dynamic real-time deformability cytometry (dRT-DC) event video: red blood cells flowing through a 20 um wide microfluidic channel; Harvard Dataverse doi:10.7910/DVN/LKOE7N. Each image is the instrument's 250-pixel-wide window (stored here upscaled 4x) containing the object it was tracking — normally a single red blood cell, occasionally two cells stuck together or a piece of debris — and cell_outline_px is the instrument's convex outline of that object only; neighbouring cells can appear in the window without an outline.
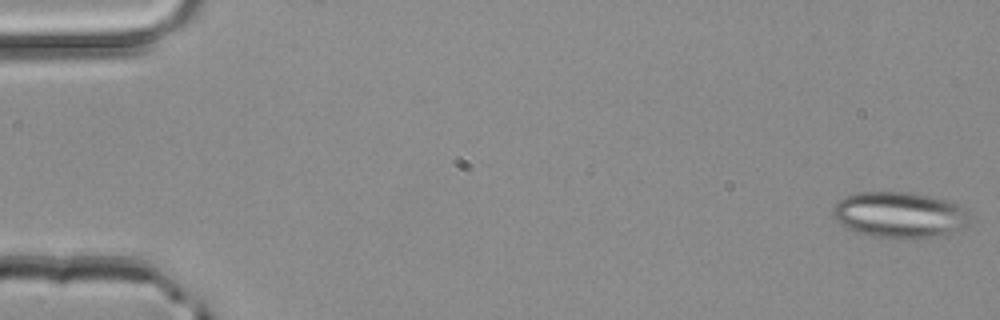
{"species": "common noctule bat (a hibernating species)", "species_latin": "Nyctalus noctula", "temperature_condition": "room temperature", "stored_images_in_passage": 4, "segment_of_instrument_passage": [1, 2], "camera_frame_rate_fps": 3000, "um_per_image_px": 0.085, "animal": {"sex": "male", "body_mass_g": 20.4}, "frame": {"image": 1, "passage_image": 1, "time_ms": 0.0, "image_size_px": [1000, 320], "cell_outline_px": [[968, 224], [964, 228], [940, 236], [916, 240], [896, 240], [872, 236], [848, 228], [840, 224], [832, 216], [832, 208], [844, 196], [860, 192], [912, 192], [952, 200], [964, 204], [968, 212]], "centroid_in_image_um": [76.53, 18.28], "position_along_channel_um": 8.5, "area_um2": 37.74}}